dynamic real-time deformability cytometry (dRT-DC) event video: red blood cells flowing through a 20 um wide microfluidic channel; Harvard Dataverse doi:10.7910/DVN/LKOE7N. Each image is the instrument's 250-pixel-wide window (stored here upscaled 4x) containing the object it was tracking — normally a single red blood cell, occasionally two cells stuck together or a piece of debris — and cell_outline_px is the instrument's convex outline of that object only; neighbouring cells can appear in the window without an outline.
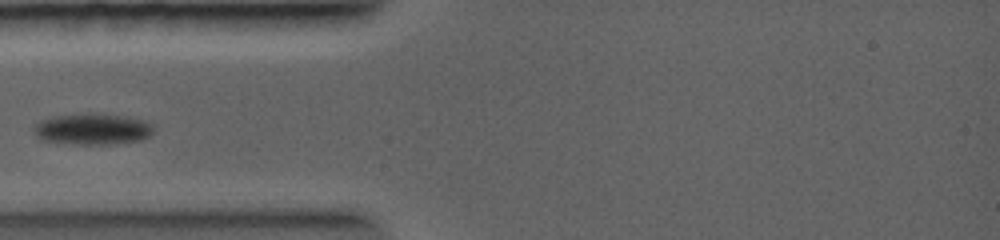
{"species": "common noctule bat (a hibernating species)", "species_latin": "Nyctalus noctula", "temperature_condition": "warm", "stored_images_in_passage": 3, "camera_frame_rate_fps": 5000, "um_per_image_px": 0.085, "animal": {"sex": "female", "body_mass_g": 19.0, "forearm_length_mm": 56.7}, "frame": {"image": 1, "passage_image": 3, "time_ms": 2.0, "image_size_px": [1000, 240], "cell_outline_px": [[152, 132], [148, 136], [140, 140], [116, 144], [72, 144], [40, 140], [36, 136], [32, 128], [40, 120], [52, 116], [80, 112], [92, 112], [128, 116], [144, 120], [152, 124]], "centroid_in_image_um": [7.82, 10.95], "position_along_channel_um": 77.2, "area_um2": 22.37}}